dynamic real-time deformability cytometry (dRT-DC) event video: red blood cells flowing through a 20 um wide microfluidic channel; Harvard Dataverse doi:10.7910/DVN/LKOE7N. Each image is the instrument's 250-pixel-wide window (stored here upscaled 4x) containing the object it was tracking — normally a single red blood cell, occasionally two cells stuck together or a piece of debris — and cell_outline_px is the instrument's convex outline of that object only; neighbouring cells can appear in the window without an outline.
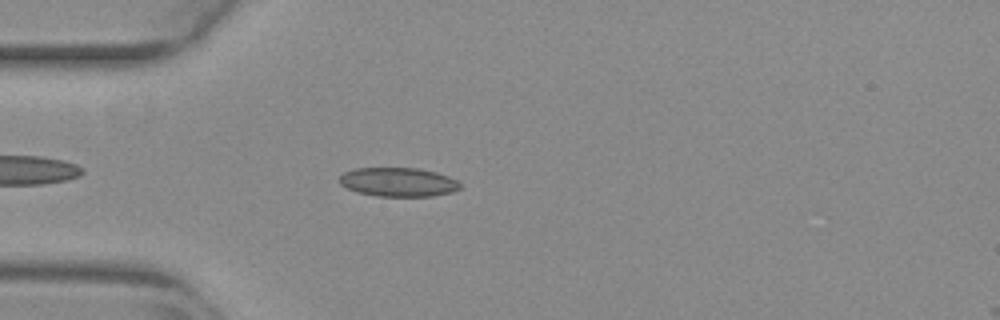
{"species": "common noctule bat (a hibernating species)", "species_latin": "Nyctalus noctula", "temperature_condition": "warm", "stored_images_in_passage": 43, "camera_frame_rate_fps": 3000, "um_per_image_px": 0.085, "animal": {"sex": "female", "body_mass_g": 29.2, "forearm_length_mm": 56.3}, "frame": {"image": 1, "passage_image": 5, "time_ms": 1.333, "image_size_px": [1000, 320], "cell_outline_px": [[460, 188], [452, 192], [432, 196], [376, 196], [356, 192], [340, 184], [340, 176], [344, 172], [356, 168], [420, 168], [436, 172], [448, 176], [456, 180], [460, 184]], "centroid_in_image_um": [33.85, 15.47], "position_along_channel_um": 51.2, "area_um2": 20.35}}
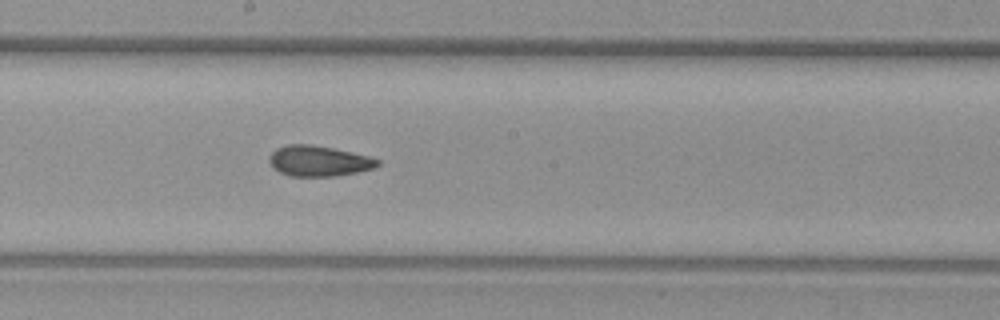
{"frame": {"image": 2, "passage_image": 19, "time_ms": 6.0, "image_size_px": [1000, 320], "cell_outline_px": [[380, 164], [376, 168], [336, 176], [292, 176], [280, 172], [272, 168], [268, 160], [268, 156], [276, 148], [288, 144], [308, 144], [332, 148], [368, 156], [380, 160]], "centroid_in_image_um": [27.07, 13.68], "position_along_channel_um": 221.1, "area_um2": 19.31}}
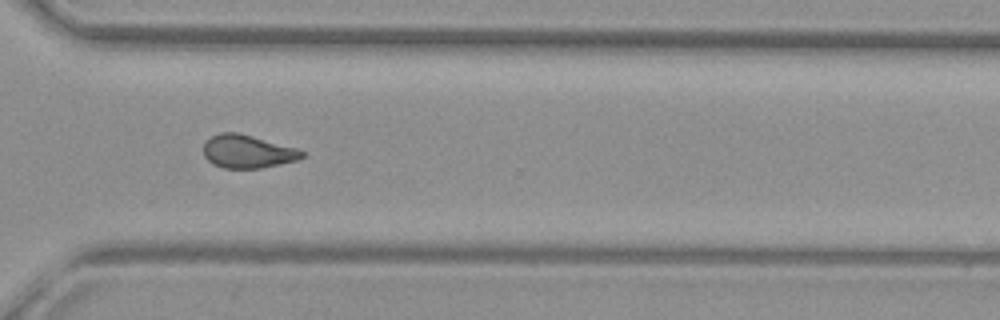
{"frame": {"image": 3, "passage_image": 29, "time_ms": 9.333, "image_size_px": [1000, 320], "cell_outline_px": [[304, 156], [296, 160], [260, 168], [224, 168], [212, 164], [204, 156], [204, 144], [212, 136], [220, 132], [236, 132], [252, 136], [296, 148], [304, 152]], "centroid_in_image_um": [21.01, 12.88], "position_along_channel_um": 349.6, "area_um2": 18.73}, "authors_computed_cell_mechanics": {"area_um2": 19.363, "velocity_mm_per_s": 3.8599, "shape_relaxation_time_tau1_ms": null, "shape_relaxation_time_tau2_ms": 3.1521, "deformation_change_tau1": null, "deformation_change_tau2": 0.0803}}